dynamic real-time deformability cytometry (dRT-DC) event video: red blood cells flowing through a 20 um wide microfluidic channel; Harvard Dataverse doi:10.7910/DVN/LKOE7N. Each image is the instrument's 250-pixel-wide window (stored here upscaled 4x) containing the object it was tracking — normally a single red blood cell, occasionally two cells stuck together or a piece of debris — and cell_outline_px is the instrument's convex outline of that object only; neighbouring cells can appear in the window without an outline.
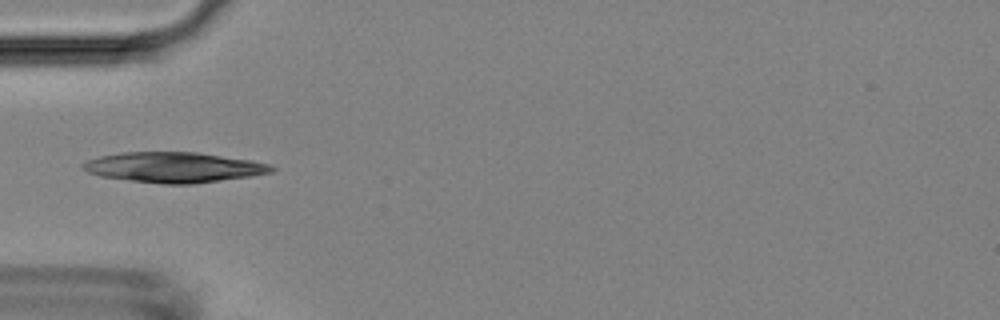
{"species": "Egyptian fruit bat (a non-hibernating species)", "species_latin": "Rousettus aegyptiacus", "temperature_condition": "room temperature", "stored_images_in_passage": 6, "camera_frame_rate_fps": 3000, "um_per_image_px": 0.085, "animal": {"sex": "female"}, "frame": {"image": 1, "passage_image": 5, "time_ms": 1.333, "image_size_px": [1000, 320], "cell_outline_px": [[276, 168], [272, 172], [252, 176], [192, 184], [164, 184], [100, 176], [88, 172], [80, 164], [88, 160], [100, 156], [120, 152], [196, 152], [252, 160], [268, 164]], "centroid_in_image_um": [14.79, 14.22], "position_along_channel_um": 70.2, "area_um2": 33.12}}